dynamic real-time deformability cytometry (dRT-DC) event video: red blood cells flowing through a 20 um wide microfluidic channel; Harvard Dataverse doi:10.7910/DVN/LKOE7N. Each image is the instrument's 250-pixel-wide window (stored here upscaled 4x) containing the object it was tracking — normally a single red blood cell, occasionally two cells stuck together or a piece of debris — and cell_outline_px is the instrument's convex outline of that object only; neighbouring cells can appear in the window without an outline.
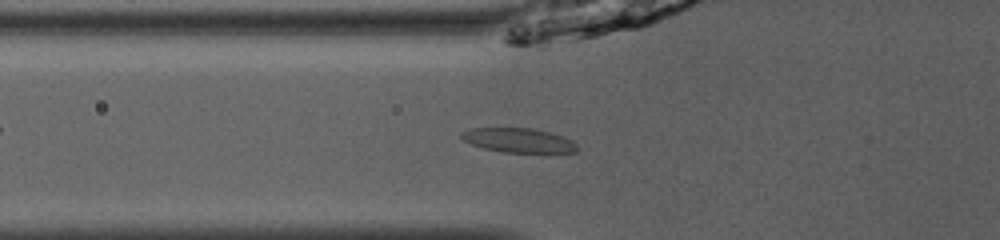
{"species": "common noctule bat (a hibernating species)", "species_latin": "Nyctalus noctula", "temperature_condition": "room temperature", "stored_images_in_passage": 42, "camera_frame_rate_fps": 3000, "um_per_image_px": 0.085, "animal": {"sex": "male", "body_mass_g": 13.0, "forearm_length_mm": 53.1}, "frame": {"image": 1, "passage_image": 11, "time_ms": 3.333, "image_size_px": [1000, 240], "cell_outline_px": [[576, 152], [504, 152], [484, 148], [460, 140], [460, 132], [468, 128], [532, 128], [552, 132], [572, 140], [576, 144]], "centroid_in_image_um": [44.02, 11.91], "position_along_channel_um": 81.8, "area_um2": 16.47}}
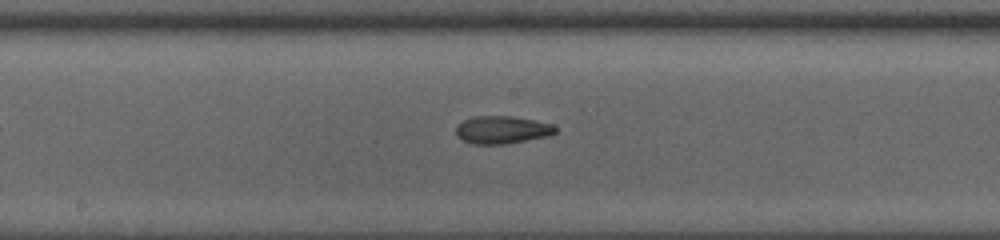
{"frame": {"image": 2, "passage_image": 20, "time_ms": 6.333, "image_size_px": [1000, 240], "cell_outline_px": [[556, 132], [544, 136], [504, 144], [472, 144], [456, 136], [456, 128], [464, 120], [472, 116], [512, 116], [552, 124], [556, 128]], "centroid_in_image_um": [42.62, 11.03], "position_along_channel_um": 205.6, "area_um2": 15.72}}
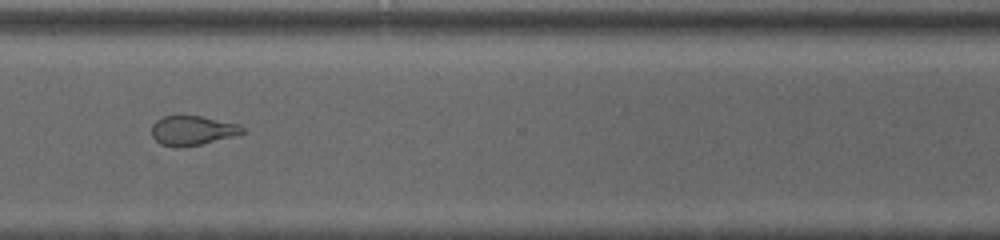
{"frame": {"image": 3, "passage_image": 31, "time_ms": 10.0, "image_size_px": [1000, 240], "cell_outline_px": [[248, 132], [200, 144], [160, 144], [152, 136], [152, 124], [156, 120], [164, 116], [200, 116], [240, 124]], "centroid_in_image_um": [16.4, 11.04], "position_along_channel_um": 354.2, "area_um2": 14.97}}